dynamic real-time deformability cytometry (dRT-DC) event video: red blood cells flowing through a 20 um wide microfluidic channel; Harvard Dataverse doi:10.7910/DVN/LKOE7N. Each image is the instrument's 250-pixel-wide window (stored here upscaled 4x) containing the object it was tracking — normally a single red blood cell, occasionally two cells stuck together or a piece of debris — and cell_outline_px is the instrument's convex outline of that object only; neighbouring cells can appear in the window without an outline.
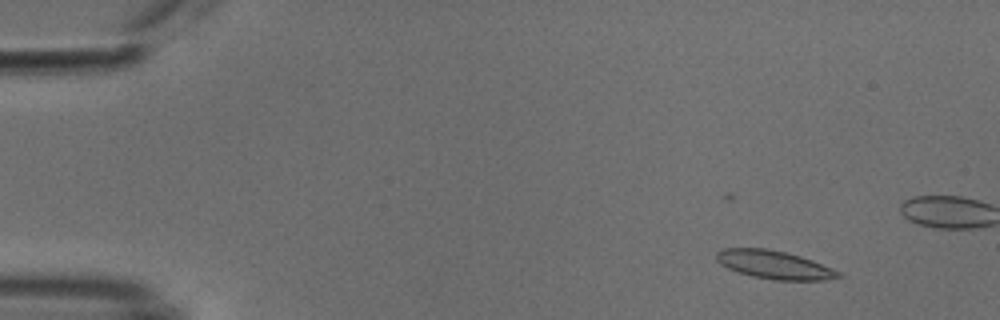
{"species": "common noctule bat (a hibernating species)", "species_latin": "Nyctalus noctula", "temperature_condition": "cold", "stored_images_in_passage": 12, "camera_frame_rate_fps": 3000, "um_per_image_px": 0.085, "animal": {"sex": "male", "body_mass_g": 18.8}, "frame": {"image": 1, "passage_image": 3, "time_ms": 0.667, "image_size_px": [1000, 320], "cell_outline_px": [[844, 276], [824, 280], [776, 280], [752, 276], [728, 268], [720, 264], [716, 260], [716, 252], [724, 248], [768, 248], [800, 256], [812, 260], [832, 268], [840, 272]], "centroid_in_image_um": [65.81, 22.5], "position_along_channel_um": 19.2, "area_um2": 20.0}}